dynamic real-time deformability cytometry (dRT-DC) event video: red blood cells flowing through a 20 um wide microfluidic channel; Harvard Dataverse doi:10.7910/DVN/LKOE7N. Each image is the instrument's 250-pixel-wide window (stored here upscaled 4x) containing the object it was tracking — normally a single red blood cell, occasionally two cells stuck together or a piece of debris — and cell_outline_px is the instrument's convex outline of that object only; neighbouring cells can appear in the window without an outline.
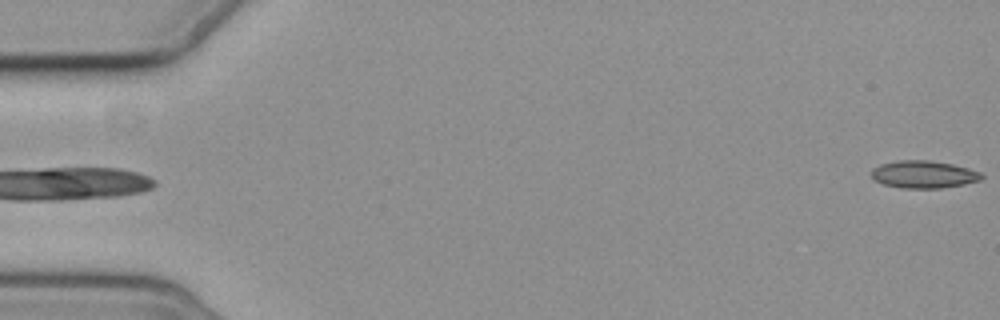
{"species": "common noctule bat (a hibernating species)", "species_latin": "Nyctalus noctula", "temperature_condition": "cold", "stored_images_in_passage": 4, "segment_of_instrument_passage": [2, 2], "camera_frame_rate_fps": 3000, "um_per_image_px": 0.085, "animal": {"sex": "female", "body_mass_g": 19.3, "forearm_length_mm": 54.1}, "frame": {"image": 1, "passage_image": 4, "time_ms": 6.333, "image_size_px": [1000, 320], "cell_outline_px": [[984, 176], [980, 180], [964, 184], [940, 188], [900, 188], [884, 184], [872, 180], [872, 168], [880, 164], [896, 160], [928, 160], [952, 164], [968, 168], [980, 172]], "centroid_in_image_um": [78.48, 14.82], "position_along_channel_um": 6.5, "area_um2": 17.69}}